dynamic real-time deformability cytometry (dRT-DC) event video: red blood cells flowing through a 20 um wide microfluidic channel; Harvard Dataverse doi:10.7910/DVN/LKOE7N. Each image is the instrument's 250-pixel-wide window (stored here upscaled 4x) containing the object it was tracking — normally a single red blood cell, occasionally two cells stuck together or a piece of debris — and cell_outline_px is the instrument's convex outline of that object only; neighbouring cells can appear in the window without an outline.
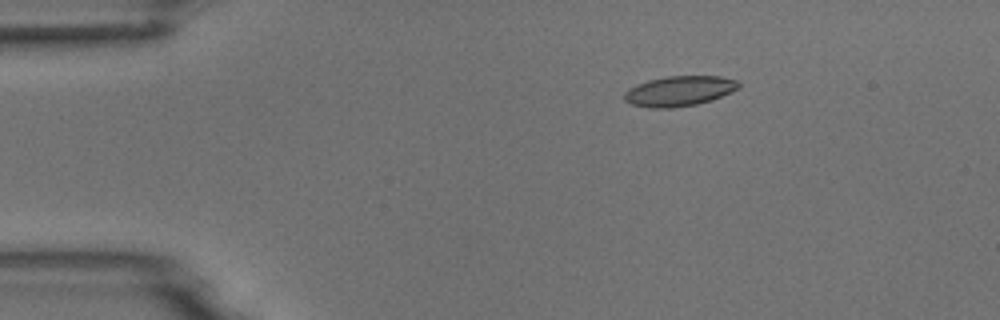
{"species": "common noctule bat (a hibernating species)", "species_latin": "Nyctalus noctula", "temperature_condition": "room temperature", "stored_images_in_passage": 5, "camera_frame_rate_fps": 3000, "um_per_image_px": 0.085, "animal": {"sex": "male", "body_mass_g": 18.8}, "frame": {"image": 1, "passage_image": 3, "time_ms": 2.333, "image_size_px": [1000, 320], "cell_outline_px": [[740, 84], [736, 88], [712, 100], [696, 104], [672, 108], [652, 108], [632, 104], [624, 100], [624, 92], [628, 88], [636, 84], [648, 80], [668, 76], [720, 76], [740, 80]], "centroid_in_image_um": [57.71, 7.73], "position_along_channel_um": 27.3, "area_um2": 20.0}}
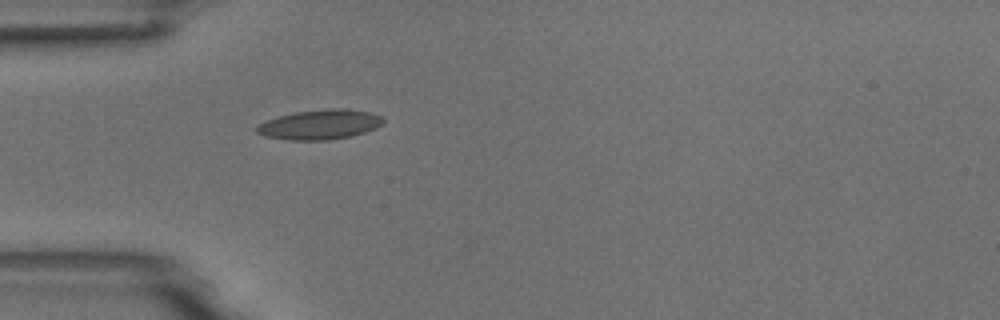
{"frame": {"image": 2, "passage_image": 5, "time_ms": 4.667, "image_size_px": [1000, 320], "cell_outline_px": [[384, 120], [376, 128], [364, 132], [348, 136], [328, 140], [292, 140], [264, 136], [256, 132], [252, 128], [268, 120], [280, 116], [296, 112], [328, 108], [344, 108], [368, 112], [384, 116]], "centroid_in_image_um": [27.18, 10.58], "position_along_channel_um": 57.8, "area_um2": 21.79}}